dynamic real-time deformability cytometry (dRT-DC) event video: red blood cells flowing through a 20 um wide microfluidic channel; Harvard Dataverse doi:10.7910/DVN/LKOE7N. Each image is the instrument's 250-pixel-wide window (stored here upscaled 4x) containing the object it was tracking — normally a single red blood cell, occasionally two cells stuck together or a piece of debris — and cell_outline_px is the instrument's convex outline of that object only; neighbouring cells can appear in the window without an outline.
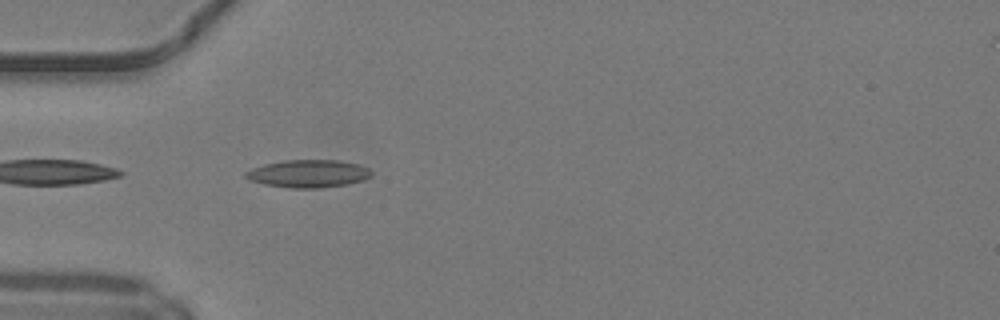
{"species": "common noctule bat (a hibernating species)", "species_latin": "Nyctalus noctula", "temperature_condition": "warm", "stored_images_in_passage": 22, "camera_frame_rate_fps": 3000, "um_per_image_px": 0.085, "animal": {"sex": "male", "body_mass_g": 19.2, "forearm_length_mm": 51.8}, "frame": {"image": 1, "passage_image": 1, "time_ms": 0.0, "image_size_px": [1000, 320], "cell_outline_px": [[372, 176], [364, 180], [344, 184], [320, 188], [292, 188], [264, 184], [252, 180], [244, 176], [244, 172], [252, 168], [264, 164], [284, 160], [340, 160], [360, 164], [368, 168], [372, 172]], "centroid_in_image_um": [26.23, 14.75], "position_along_channel_um": 58.8, "area_um2": 20.29}}
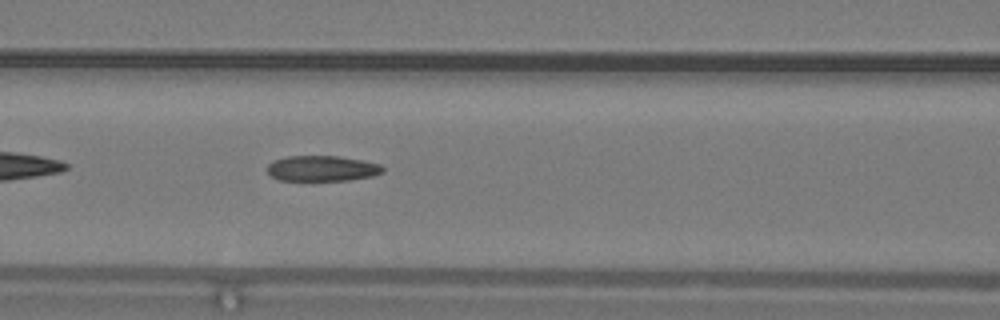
{"frame": {"image": 2, "passage_image": 7, "time_ms": 2.0, "image_size_px": [1000, 320], "cell_outline_px": [[384, 172], [372, 176], [348, 180], [280, 180], [272, 176], [268, 172], [268, 164], [272, 160], [288, 156], [340, 156], [380, 164], [384, 168]], "centroid_in_image_um": [27.38, 14.31], "position_along_channel_um": 139.2, "area_um2": 17.11}}
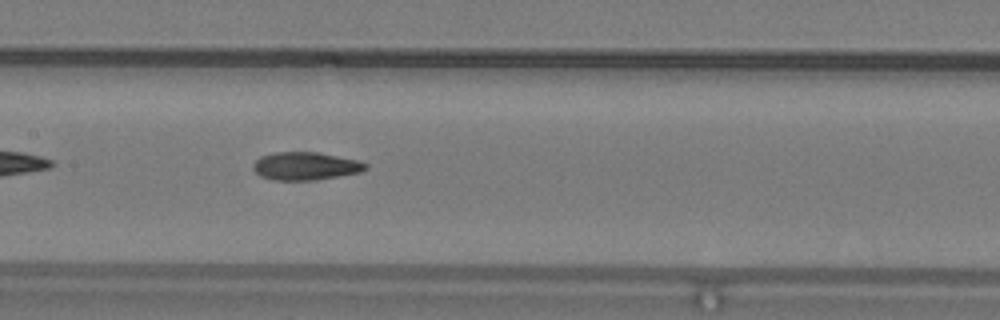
{"frame": {"image": 3, "passage_image": 10, "time_ms": 3.0, "image_size_px": [1000, 320], "cell_outline_px": [[368, 168], [360, 172], [340, 176], [312, 180], [272, 180], [260, 176], [252, 168], [252, 164], [260, 156], [272, 152], [316, 152], [360, 160], [368, 164]], "centroid_in_image_um": [25.96, 14.11], "position_along_channel_um": 181.4, "area_um2": 18.5}}